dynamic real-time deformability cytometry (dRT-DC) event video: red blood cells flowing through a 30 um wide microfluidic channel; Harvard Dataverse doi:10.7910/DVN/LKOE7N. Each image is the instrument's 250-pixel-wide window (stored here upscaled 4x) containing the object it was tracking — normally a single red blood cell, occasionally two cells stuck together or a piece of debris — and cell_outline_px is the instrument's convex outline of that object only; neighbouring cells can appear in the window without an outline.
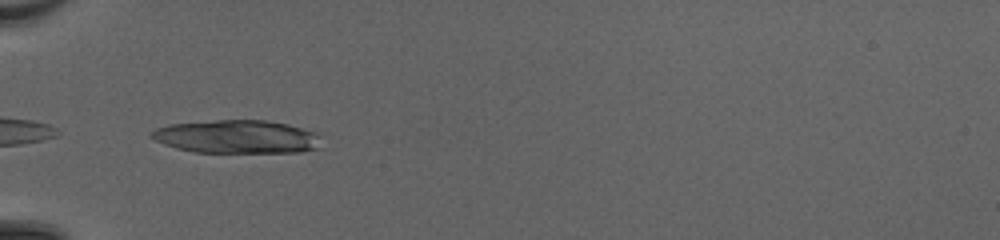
{"species": "common noctule bat (a hibernating species)", "species_latin": "Nyctalus noctula", "temperature_condition": "cold", "stored_images_in_passage": 48, "camera_frame_rate_fps": 3000, "um_per_image_px": 0.085, "animal": {"sex": "female", "body_mass_g": 20.0, "forearm_length_mm": 54.0}, "frame": {"image": 1, "passage_image": 19, "time_ms": 6.0, "image_size_px": [1000, 240], "cell_outline_px": [[316, 148], [300, 152], [192, 152], [176, 148], [164, 144], [148, 136], [156, 128], [168, 124], [216, 120], [264, 120], [288, 124], [312, 132], [316, 136]], "centroid_in_image_um": [20.01, 11.62], "position_along_channel_um": 65.0, "area_um2": 32.43}}
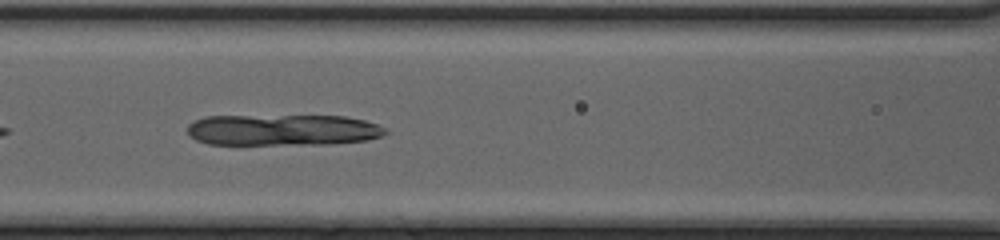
{"frame": {"image": 2, "passage_image": 25, "time_ms": 8.0, "image_size_px": [1000, 240], "cell_outline_px": [[388, 132], [380, 136], [368, 140], [324, 144], [208, 144], [196, 140], [188, 136], [188, 124], [192, 120], [204, 116], [344, 116], [364, 120], [376, 124], [384, 128]], "centroid_in_image_um": [23.97, 11.04], "position_along_channel_um": 142.6, "area_um2": 36.07}}